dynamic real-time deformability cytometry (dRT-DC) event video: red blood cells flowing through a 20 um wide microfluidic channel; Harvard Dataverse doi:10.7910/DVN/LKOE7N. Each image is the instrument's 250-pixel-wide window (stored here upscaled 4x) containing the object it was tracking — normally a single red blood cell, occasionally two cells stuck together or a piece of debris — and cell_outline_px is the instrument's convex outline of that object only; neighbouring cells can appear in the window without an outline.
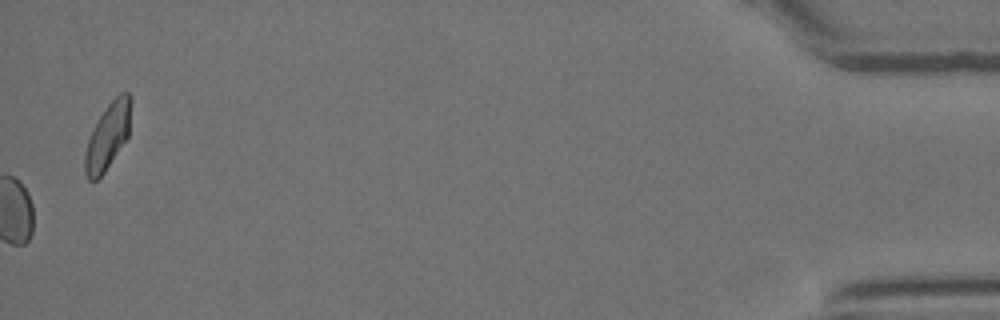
{"species": "Egyptian fruit bat (a non-hibernating species)", "species_latin": "Rousettus aegyptiacus", "temperature_condition": "room temperature", "stored_images_in_passage": 36, "camera_frame_rate_fps": 3000, "um_per_image_px": 0.085, "animal": {"sex": "female"}, "frame": {"image": 1, "passage_image": 36, "time_ms": 11.667, "image_size_px": [1000, 320], "cell_outline_px": [[132, 100], [128, 136], [104, 172], [96, 180], [88, 180], [84, 172], [84, 156], [88, 140], [92, 128], [104, 108], [120, 92], [128, 92], [132, 96]], "centroid_in_image_um": [9.16, 11.53], "position_along_channel_um": 426.0, "area_um2": 17.8}}